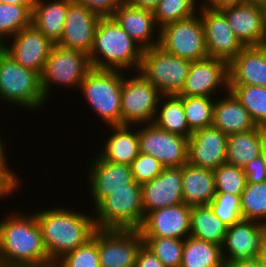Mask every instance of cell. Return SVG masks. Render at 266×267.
<instances>
[{
  "label": "cell",
  "mask_w": 266,
  "mask_h": 267,
  "mask_svg": "<svg viewBox=\"0 0 266 267\" xmlns=\"http://www.w3.org/2000/svg\"><path fill=\"white\" fill-rule=\"evenodd\" d=\"M92 207L98 229L138 230L144 220L141 184L133 181L131 190L111 191Z\"/></svg>",
  "instance_id": "obj_6"
},
{
  "label": "cell",
  "mask_w": 266,
  "mask_h": 267,
  "mask_svg": "<svg viewBox=\"0 0 266 267\" xmlns=\"http://www.w3.org/2000/svg\"><path fill=\"white\" fill-rule=\"evenodd\" d=\"M142 244L139 230L97 228L100 267H135Z\"/></svg>",
  "instance_id": "obj_12"
},
{
  "label": "cell",
  "mask_w": 266,
  "mask_h": 267,
  "mask_svg": "<svg viewBox=\"0 0 266 267\" xmlns=\"http://www.w3.org/2000/svg\"><path fill=\"white\" fill-rule=\"evenodd\" d=\"M82 4L101 17L111 16L124 2L123 0H71Z\"/></svg>",
  "instance_id": "obj_43"
},
{
  "label": "cell",
  "mask_w": 266,
  "mask_h": 267,
  "mask_svg": "<svg viewBox=\"0 0 266 267\" xmlns=\"http://www.w3.org/2000/svg\"><path fill=\"white\" fill-rule=\"evenodd\" d=\"M10 38L12 42L9 39L11 44H4V51L24 68L41 75L54 44L33 25L24 28Z\"/></svg>",
  "instance_id": "obj_19"
},
{
  "label": "cell",
  "mask_w": 266,
  "mask_h": 267,
  "mask_svg": "<svg viewBox=\"0 0 266 267\" xmlns=\"http://www.w3.org/2000/svg\"><path fill=\"white\" fill-rule=\"evenodd\" d=\"M111 17L143 50L159 45L160 28L155 22L153 11L124 1Z\"/></svg>",
  "instance_id": "obj_23"
},
{
  "label": "cell",
  "mask_w": 266,
  "mask_h": 267,
  "mask_svg": "<svg viewBox=\"0 0 266 267\" xmlns=\"http://www.w3.org/2000/svg\"><path fill=\"white\" fill-rule=\"evenodd\" d=\"M92 69L89 55L85 52L53 45L40 75L41 87L47 101L52 85L77 88Z\"/></svg>",
  "instance_id": "obj_8"
},
{
  "label": "cell",
  "mask_w": 266,
  "mask_h": 267,
  "mask_svg": "<svg viewBox=\"0 0 266 267\" xmlns=\"http://www.w3.org/2000/svg\"><path fill=\"white\" fill-rule=\"evenodd\" d=\"M221 246L188 236L184 239L180 267H225Z\"/></svg>",
  "instance_id": "obj_31"
},
{
  "label": "cell",
  "mask_w": 266,
  "mask_h": 267,
  "mask_svg": "<svg viewBox=\"0 0 266 267\" xmlns=\"http://www.w3.org/2000/svg\"><path fill=\"white\" fill-rule=\"evenodd\" d=\"M1 136V135H0ZM3 140L0 137V172L17 188H21L20 183L22 180H20L21 177L17 176L16 172L14 173V170H11V167L9 168L8 165V158H6V152L5 147L3 146ZM19 178V179H18Z\"/></svg>",
  "instance_id": "obj_46"
},
{
  "label": "cell",
  "mask_w": 266,
  "mask_h": 267,
  "mask_svg": "<svg viewBox=\"0 0 266 267\" xmlns=\"http://www.w3.org/2000/svg\"><path fill=\"white\" fill-rule=\"evenodd\" d=\"M228 135L214 126L199 129L188 138V163L215 170L226 162Z\"/></svg>",
  "instance_id": "obj_20"
},
{
  "label": "cell",
  "mask_w": 266,
  "mask_h": 267,
  "mask_svg": "<svg viewBox=\"0 0 266 267\" xmlns=\"http://www.w3.org/2000/svg\"><path fill=\"white\" fill-rule=\"evenodd\" d=\"M243 1H250V2H262L263 0H243Z\"/></svg>",
  "instance_id": "obj_56"
},
{
  "label": "cell",
  "mask_w": 266,
  "mask_h": 267,
  "mask_svg": "<svg viewBox=\"0 0 266 267\" xmlns=\"http://www.w3.org/2000/svg\"><path fill=\"white\" fill-rule=\"evenodd\" d=\"M124 73L120 70L92 68L81 82L79 91L108 126L121 125V93Z\"/></svg>",
  "instance_id": "obj_4"
},
{
  "label": "cell",
  "mask_w": 266,
  "mask_h": 267,
  "mask_svg": "<svg viewBox=\"0 0 266 267\" xmlns=\"http://www.w3.org/2000/svg\"><path fill=\"white\" fill-rule=\"evenodd\" d=\"M243 169L247 183H261L266 181V170L264 169L261 155L249 161Z\"/></svg>",
  "instance_id": "obj_44"
},
{
  "label": "cell",
  "mask_w": 266,
  "mask_h": 267,
  "mask_svg": "<svg viewBox=\"0 0 266 267\" xmlns=\"http://www.w3.org/2000/svg\"><path fill=\"white\" fill-rule=\"evenodd\" d=\"M215 98L182 96V106L189 129L194 132L212 126Z\"/></svg>",
  "instance_id": "obj_36"
},
{
  "label": "cell",
  "mask_w": 266,
  "mask_h": 267,
  "mask_svg": "<svg viewBox=\"0 0 266 267\" xmlns=\"http://www.w3.org/2000/svg\"><path fill=\"white\" fill-rule=\"evenodd\" d=\"M191 206L164 207L148 212L138 229L142 237H170L185 239L190 236Z\"/></svg>",
  "instance_id": "obj_17"
},
{
  "label": "cell",
  "mask_w": 266,
  "mask_h": 267,
  "mask_svg": "<svg viewBox=\"0 0 266 267\" xmlns=\"http://www.w3.org/2000/svg\"><path fill=\"white\" fill-rule=\"evenodd\" d=\"M203 24L206 49L209 57L229 64L244 47L228 25L227 18L219 9L199 8Z\"/></svg>",
  "instance_id": "obj_15"
},
{
  "label": "cell",
  "mask_w": 266,
  "mask_h": 267,
  "mask_svg": "<svg viewBox=\"0 0 266 267\" xmlns=\"http://www.w3.org/2000/svg\"><path fill=\"white\" fill-rule=\"evenodd\" d=\"M228 85L266 87V45L242 48L228 64Z\"/></svg>",
  "instance_id": "obj_24"
},
{
  "label": "cell",
  "mask_w": 266,
  "mask_h": 267,
  "mask_svg": "<svg viewBox=\"0 0 266 267\" xmlns=\"http://www.w3.org/2000/svg\"><path fill=\"white\" fill-rule=\"evenodd\" d=\"M263 224L241 220L228 227L221 246L225 264L257 258L261 251Z\"/></svg>",
  "instance_id": "obj_22"
},
{
  "label": "cell",
  "mask_w": 266,
  "mask_h": 267,
  "mask_svg": "<svg viewBox=\"0 0 266 267\" xmlns=\"http://www.w3.org/2000/svg\"><path fill=\"white\" fill-rule=\"evenodd\" d=\"M263 5V10H264V20H265V25H266V0H263L262 2Z\"/></svg>",
  "instance_id": "obj_54"
},
{
  "label": "cell",
  "mask_w": 266,
  "mask_h": 267,
  "mask_svg": "<svg viewBox=\"0 0 266 267\" xmlns=\"http://www.w3.org/2000/svg\"><path fill=\"white\" fill-rule=\"evenodd\" d=\"M4 50V42L0 39V53Z\"/></svg>",
  "instance_id": "obj_55"
},
{
  "label": "cell",
  "mask_w": 266,
  "mask_h": 267,
  "mask_svg": "<svg viewBox=\"0 0 266 267\" xmlns=\"http://www.w3.org/2000/svg\"><path fill=\"white\" fill-rule=\"evenodd\" d=\"M158 46L167 53L190 61L209 57L199 13L160 28Z\"/></svg>",
  "instance_id": "obj_10"
},
{
  "label": "cell",
  "mask_w": 266,
  "mask_h": 267,
  "mask_svg": "<svg viewBox=\"0 0 266 267\" xmlns=\"http://www.w3.org/2000/svg\"><path fill=\"white\" fill-rule=\"evenodd\" d=\"M125 75L124 73L120 102L121 125L153 123L163 94L140 72H135L133 78Z\"/></svg>",
  "instance_id": "obj_9"
},
{
  "label": "cell",
  "mask_w": 266,
  "mask_h": 267,
  "mask_svg": "<svg viewBox=\"0 0 266 267\" xmlns=\"http://www.w3.org/2000/svg\"><path fill=\"white\" fill-rule=\"evenodd\" d=\"M223 94L219 100L215 98L212 126L226 135L255 129L257 125L241 102L229 90Z\"/></svg>",
  "instance_id": "obj_25"
},
{
  "label": "cell",
  "mask_w": 266,
  "mask_h": 267,
  "mask_svg": "<svg viewBox=\"0 0 266 267\" xmlns=\"http://www.w3.org/2000/svg\"><path fill=\"white\" fill-rule=\"evenodd\" d=\"M215 195L213 170L189 163L182 166V196L186 205L208 206Z\"/></svg>",
  "instance_id": "obj_26"
},
{
  "label": "cell",
  "mask_w": 266,
  "mask_h": 267,
  "mask_svg": "<svg viewBox=\"0 0 266 267\" xmlns=\"http://www.w3.org/2000/svg\"><path fill=\"white\" fill-rule=\"evenodd\" d=\"M190 236L222 246L228 226L209 206H191Z\"/></svg>",
  "instance_id": "obj_32"
},
{
  "label": "cell",
  "mask_w": 266,
  "mask_h": 267,
  "mask_svg": "<svg viewBox=\"0 0 266 267\" xmlns=\"http://www.w3.org/2000/svg\"><path fill=\"white\" fill-rule=\"evenodd\" d=\"M213 174L216 193H230L241 197L247 184L243 168L225 162L215 169Z\"/></svg>",
  "instance_id": "obj_39"
},
{
  "label": "cell",
  "mask_w": 266,
  "mask_h": 267,
  "mask_svg": "<svg viewBox=\"0 0 266 267\" xmlns=\"http://www.w3.org/2000/svg\"><path fill=\"white\" fill-rule=\"evenodd\" d=\"M137 125L140 153L153 156L164 167L188 163V138L172 134L154 123Z\"/></svg>",
  "instance_id": "obj_11"
},
{
  "label": "cell",
  "mask_w": 266,
  "mask_h": 267,
  "mask_svg": "<svg viewBox=\"0 0 266 267\" xmlns=\"http://www.w3.org/2000/svg\"><path fill=\"white\" fill-rule=\"evenodd\" d=\"M228 90L249 111L258 127L266 128V87L253 85H228Z\"/></svg>",
  "instance_id": "obj_33"
},
{
  "label": "cell",
  "mask_w": 266,
  "mask_h": 267,
  "mask_svg": "<svg viewBox=\"0 0 266 267\" xmlns=\"http://www.w3.org/2000/svg\"><path fill=\"white\" fill-rule=\"evenodd\" d=\"M228 87V64L223 60L207 57L191 61L184 86L177 95L215 98L216 91L223 89L227 92Z\"/></svg>",
  "instance_id": "obj_14"
},
{
  "label": "cell",
  "mask_w": 266,
  "mask_h": 267,
  "mask_svg": "<svg viewBox=\"0 0 266 267\" xmlns=\"http://www.w3.org/2000/svg\"><path fill=\"white\" fill-rule=\"evenodd\" d=\"M127 2L132 6L153 11L160 0H127Z\"/></svg>",
  "instance_id": "obj_50"
},
{
  "label": "cell",
  "mask_w": 266,
  "mask_h": 267,
  "mask_svg": "<svg viewBox=\"0 0 266 267\" xmlns=\"http://www.w3.org/2000/svg\"><path fill=\"white\" fill-rule=\"evenodd\" d=\"M133 180L143 184L157 177L164 166L153 156L139 153L130 164Z\"/></svg>",
  "instance_id": "obj_42"
},
{
  "label": "cell",
  "mask_w": 266,
  "mask_h": 267,
  "mask_svg": "<svg viewBox=\"0 0 266 267\" xmlns=\"http://www.w3.org/2000/svg\"><path fill=\"white\" fill-rule=\"evenodd\" d=\"M225 267H266L260 259L254 258L244 261L228 262Z\"/></svg>",
  "instance_id": "obj_49"
},
{
  "label": "cell",
  "mask_w": 266,
  "mask_h": 267,
  "mask_svg": "<svg viewBox=\"0 0 266 267\" xmlns=\"http://www.w3.org/2000/svg\"><path fill=\"white\" fill-rule=\"evenodd\" d=\"M197 0H160L153 10L155 22L159 28L172 22L187 19L197 14Z\"/></svg>",
  "instance_id": "obj_37"
},
{
  "label": "cell",
  "mask_w": 266,
  "mask_h": 267,
  "mask_svg": "<svg viewBox=\"0 0 266 267\" xmlns=\"http://www.w3.org/2000/svg\"><path fill=\"white\" fill-rule=\"evenodd\" d=\"M100 18L99 14L86 6L69 0L62 37L57 45L90 55L93 49L95 30Z\"/></svg>",
  "instance_id": "obj_18"
},
{
  "label": "cell",
  "mask_w": 266,
  "mask_h": 267,
  "mask_svg": "<svg viewBox=\"0 0 266 267\" xmlns=\"http://www.w3.org/2000/svg\"><path fill=\"white\" fill-rule=\"evenodd\" d=\"M219 10L243 46L266 45V25L261 2L244 1Z\"/></svg>",
  "instance_id": "obj_13"
},
{
  "label": "cell",
  "mask_w": 266,
  "mask_h": 267,
  "mask_svg": "<svg viewBox=\"0 0 266 267\" xmlns=\"http://www.w3.org/2000/svg\"><path fill=\"white\" fill-rule=\"evenodd\" d=\"M240 204L243 220L266 224V181L247 183L241 194Z\"/></svg>",
  "instance_id": "obj_35"
},
{
  "label": "cell",
  "mask_w": 266,
  "mask_h": 267,
  "mask_svg": "<svg viewBox=\"0 0 266 267\" xmlns=\"http://www.w3.org/2000/svg\"><path fill=\"white\" fill-rule=\"evenodd\" d=\"M34 5H16L0 2V39L9 43L13 35L32 25Z\"/></svg>",
  "instance_id": "obj_34"
},
{
  "label": "cell",
  "mask_w": 266,
  "mask_h": 267,
  "mask_svg": "<svg viewBox=\"0 0 266 267\" xmlns=\"http://www.w3.org/2000/svg\"><path fill=\"white\" fill-rule=\"evenodd\" d=\"M68 7L69 0H35L32 25L54 45H57L62 37Z\"/></svg>",
  "instance_id": "obj_28"
},
{
  "label": "cell",
  "mask_w": 266,
  "mask_h": 267,
  "mask_svg": "<svg viewBox=\"0 0 266 267\" xmlns=\"http://www.w3.org/2000/svg\"><path fill=\"white\" fill-rule=\"evenodd\" d=\"M135 267H165V265L142 244L136 256Z\"/></svg>",
  "instance_id": "obj_45"
},
{
  "label": "cell",
  "mask_w": 266,
  "mask_h": 267,
  "mask_svg": "<svg viewBox=\"0 0 266 267\" xmlns=\"http://www.w3.org/2000/svg\"><path fill=\"white\" fill-rule=\"evenodd\" d=\"M60 207L35 212L47 254L53 263L86 244L97 229L91 215L93 212L87 215L69 207Z\"/></svg>",
  "instance_id": "obj_2"
},
{
  "label": "cell",
  "mask_w": 266,
  "mask_h": 267,
  "mask_svg": "<svg viewBox=\"0 0 266 267\" xmlns=\"http://www.w3.org/2000/svg\"><path fill=\"white\" fill-rule=\"evenodd\" d=\"M17 188L0 172V200L6 199L13 192H17Z\"/></svg>",
  "instance_id": "obj_48"
},
{
  "label": "cell",
  "mask_w": 266,
  "mask_h": 267,
  "mask_svg": "<svg viewBox=\"0 0 266 267\" xmlns=\"http://www.w3.org/2000/svg\"><path fill=\"white\" fill-rule=\"evenodd\" d=\"M261 157H262V160H263L264 169L266 170V140H265V142L263 144Z\"/></svg>",
  "instance_id": "obj_53"
},
{
  "label": "cell",
  "mask_w": 266,
  "mask_h": 267,
  "mask_svg": "<svg viewBox=\"0 0 266 267\" xmlns=\"http://www.w3.org/2000/svg\"><path fill=\"white\" fill-rule=\"evenodd\" d=\"M258 258L266 266V224L262 227L261 251Z\"/></svg>",
  "instance_id": "obj_51"
},
{
  "label": "cell",
  "mask_w": 266,
  "mask_h": 267,
  "mask_svg": "<svg viewBox=\"0 0 266 267\" xmlns=\"http://www.w3.org/2000/svg\"><path fill=\"white\" fill-rule=\"evenodd\" d=\"M142 54L143 49L111 16L99 19L89 55L92 68L137 72Z\"/></svg>",
  "instance_id": "obj_3"
},
{
  "label": "cell",
  "mask_w": 266,
  "mask_h": 267,
  "mask_svg": "<svg viewBox=\"0 0 266 267\" xmlns=\"http://www.w3.org/2000/svg\"><path fill=\"white\" fill-rule=\"evenodd\" d=\"M110 127L112 134L103 143L98 154L103 160L130 165L139 155L138 130L133 125H115Z\"/></svg>",
  "instance_id": "obj_27"
},
{
  "label": "cell",
  "mask_w": 266,
  "mask_h": 267,
  "mask_svg": "<svg viewBox=\"0 0 266 267\" xmlns=\"http://www.w3.org/2000/svg\"><path fill=\"white\" fill-rule=\"evenodd\" d=\"M145 215L164 207L179 205L182 196V167H164L154 179L141 184Z\"/></svg>",
  "instance_id": "obj_21"
},
{
  "label": "cell",
  "mask_w": 266,
  "mask_h": 267,
  "mask_svg": "<svg viewBox=\"0 0 266 267\" xmlns=\"http://www.w3.org/2000/svg\"><path fill=\"white\" fill-rule=\"evenodd\" d=\"M90 162L88 188L96 207L111 191L131 190L134 181L130 165L103 160L98 154Z\"/></svg>",
  "instance_id": "obj_16"
},
{
  "label": "cell",
  "mask_w": 266,
  "mask_h": 267,
  "mask_svg": "<svg viewBox=\"0 0 266 267\" xmlns=\"http://www.w3.org/2000/svg\"><path fill=\"white\" fill-rule=\"evenodd\" d=\"M143 244L152 251L165 267H180L184 239L170 237H142Z\"/></svg>",
  "instance_id": "obj_38"
},
{
  "label": "cell",
  "mask_w": 266,
  "mask_h": 267,
  "mask_svg": "<svg viewBox=\"0 0 266 267\" xmlns=\"http://www.w3.org/2000/svg\"><path fill=\"white\" fill-rule=\"evenodd\" d=\"M15 212L0 220V267H53L35 212Z\"/></svg>",
  "instance_id": "obj_1"
},
{
  "label": "cell",
  "mask_w": 266,
  "mask_h": 267,
  "mask_svg": "<svg viewBox=\"0 0 266 267\" xmlns=\"http://www.w3.org/2000/svg\"><path fill=\"white\" fill-rule=\"evenodd\" d=\"M153 123L165 131L182 137L189 138L192 134L182 106V96L176 94L161 96Z\"/></svg>",
  "instance_id": "obj_30"
},
{
  "label": "cell",
  "mask_w": 266,
  "mask_h": 267,
  "mask_svg": "<svg viewBox=\"0 0 266 267\" xmlns=\"http://www.w3.org/2000/svg\"><path fill=\"white\" fill-rule=\"evenodd\" d=\"M53 267H100L97 229L86 244L62 256Z\"/></svg>",
  "instance_id": "obj_40"
},
{
  "label": "cell",
  "mask_w": 266,
  "mask_h": 267,
  "mask_svg": "<svg viewBox=\"0 0 266 267\" xmlns=\"http://www.w3.org/2000/svg\"><path fill=\"white\" fill-rule=\"evenodd\" d=\"M190 66V60L155 46L143 50L138 72L163 95H177L184 86Z\"/></svg>",
  "instance_id": "obj_7"
},
{
  "label": "cell",
  "mask_w": 266,
  "mask_h": 267,
  "mask_svg": "<svg viewBox=\"0 0 266 267\" xmlns=\"http://www.w3.org/2000/svg\"><path fill=\"white\" fill-rule=\"evenodd\" d=\"M0 2L16 5H34L35 0H0Z\"/></svg>",
  "instance_id": "obj_52"
},
{
  "label": "cell",
  "mask_w": 266,
  "mask_h": 267,
  "mask_svg": "<svg viewBox=\"0 0 266 267\" xmlns=\"http://www.w3.org/2000/svg\"><path fill=\"white\" fill-rule=\"evenodd\" d=\"M244 2L243 0H202L199 4V8L205 9H220L222 7L238 4ZM201 5V6H200Z\"/></svg>",
  "instance_id": "obj_47"
},
{
  "label": "cell",
  "mask_w": 266,
  "mask_h": 267,
  "mask_svg": "<svg viewBox=\"0 0 266 267\" xmlns=\"http://www.w3.org/2000/svg\"><path fill=\"white\" fill-rule=\"evenodd\" d=\"M208 206L228 227L243 220L241 216L240 196H235L230 193H216Z\"/></svg>",
  "instance_id": "obj_41"
},
{
  "label": "cell",
  "mask_w": 266,
  "mask_h": 267,
  "mask_svg": "<svg viewBox=\"0 0 266 267\" xmlns=\"http://www.w3.org/2000/svg\"><path fill=\"white\" fill-rule=\"evenodd\" d=\"M1 99L28 111L39 110L48 102L42 91L40 74L24 68L4 50L0 53Z\"/></svg>",
  "instance_id": "obj_5"
},
{
  "label": "cell",
  "mask_w": 266,
  "mask_h": 267,
  "mask_svg": "<svg viewBox=\"0 0 266 267\" xmlns=\"http://www.w3.org/2000/svg\"><path fill=\"white\" fill-rule=\"evenodd\" d=\"M266 140V128L256 127L247 132L228 135L226 162L244 168L249 161L261 155Z\"/></svg>",
  "instance_id": "obj_29"
}]
</instances>
